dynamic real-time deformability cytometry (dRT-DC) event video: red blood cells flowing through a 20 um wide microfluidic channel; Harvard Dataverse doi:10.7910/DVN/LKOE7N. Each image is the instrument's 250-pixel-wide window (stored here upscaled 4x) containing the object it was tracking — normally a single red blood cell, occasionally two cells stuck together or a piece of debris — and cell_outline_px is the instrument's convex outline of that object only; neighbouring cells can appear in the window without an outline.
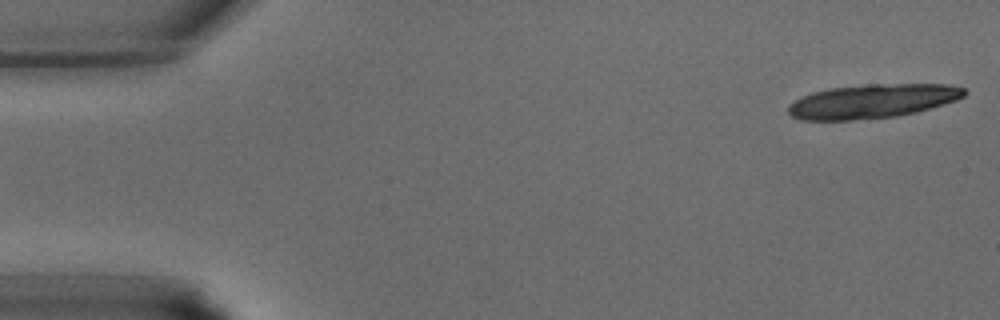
{"species": "common noctule bat (a hibernating species)", "species_latin": "Nyctalus noctula", "temperature_condition": "warm", "stored_images_in_passage": 14, "camera_frame_rate_fps": 3000, "um_per_image_px": 0.085, "animal": {"sex": "male", "body_mass_g": 15.6}, "frame": {"image": 1, "passage_image": 1, "time_ms": 0.0, "image_size_px": [1000, 320], "cell_outline_px": [[968, 92], [964, 96], [956, 100], [944, 104], [916, 112], [896, 116], [852, 120], [800, 120], [792, 116], [788, 112], [788, 104], [812, 92], [828, 88], [868, 84], [948, 84], [964, 88]], "centroid_in_image_um": [74.16, 8.59], "position_along_channel_um": 10.8, "area_um2": 34.91}}